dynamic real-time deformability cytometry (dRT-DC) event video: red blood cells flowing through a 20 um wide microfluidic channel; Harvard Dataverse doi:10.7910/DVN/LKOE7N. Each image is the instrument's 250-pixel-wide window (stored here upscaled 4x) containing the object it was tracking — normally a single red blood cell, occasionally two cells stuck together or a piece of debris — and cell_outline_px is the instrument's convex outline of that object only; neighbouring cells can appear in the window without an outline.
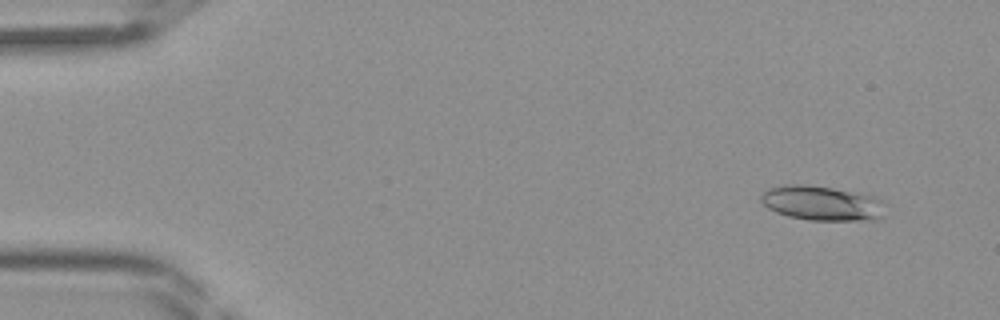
{"species": "Egyptian fruit bat (a non-hibernating species)", "species_latin": "Rousettus aegyptiacus", "temperature_condition": "room temperature", "stored_images_in_passage": 44, "camera_frame_rate_fps": 3000, "um_per_image_px": 0.085, "frame": {"image": 1, "passage_image": 4, "time_ms": 1.0, "image_size_px": [1000, 320], "cell_outline_px": [[884, 216], [880, 220], [808, 220], [788, 216], [776, 212], [768, 208], [760, 200], [760, 196], [768, 188], [784, 184], [800, 184], [832, 188], [872, 196], [880, 200]], "centroid_in_image_um": [69.82, 17.28], "position_along_channel_um": 15.2, "area_um2": 24.91}}
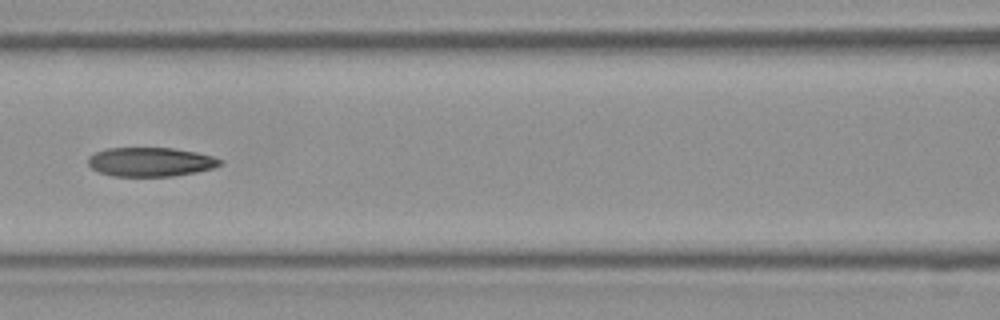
{"frame": {"image": 2, "passage_image": 20, "time_ms": 6.333, "image_size_px": [1000, 320], "cell_outline_px": [[224, 164], [212, 168], [196, 172], [172, 176], [112, 176], [100, 172], [92, 168], [88, 164], [88, 156], [96, 152], [108, 148], [172, 148], [196, 152], [212, 156], [224, 160]], "centroid_in_image_um": [12.82, 13.76], "position_along_channel_um": 153.8, "area_um2": 22.37}}
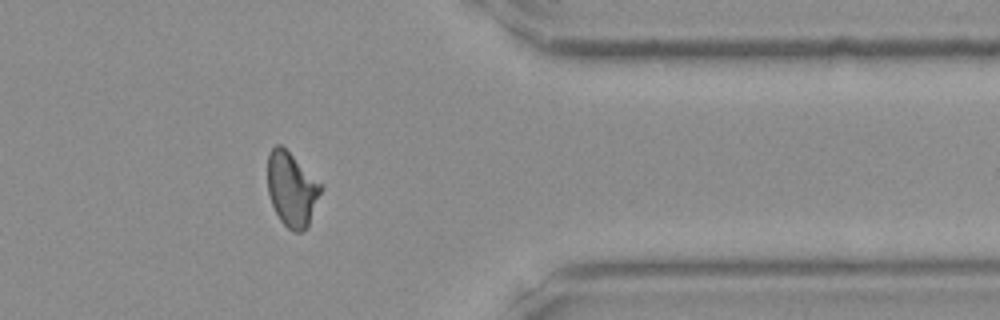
{"frame": {"image": 3, "passage_image": 36, "time_ms": 11.667, "image_size_px": [1000, 320], "cell_outline_px": [[324, 188], [308, 228], [300, 232], [292, 232], [280, 220], [272, 204], [268, 192], [268, 152], [276, 144], [280, 144], [324, 184]], "centroid_in_image_um": [24.85, 16.1], "position_along_channel_um": 386.6, "area_um2": 23.47}}